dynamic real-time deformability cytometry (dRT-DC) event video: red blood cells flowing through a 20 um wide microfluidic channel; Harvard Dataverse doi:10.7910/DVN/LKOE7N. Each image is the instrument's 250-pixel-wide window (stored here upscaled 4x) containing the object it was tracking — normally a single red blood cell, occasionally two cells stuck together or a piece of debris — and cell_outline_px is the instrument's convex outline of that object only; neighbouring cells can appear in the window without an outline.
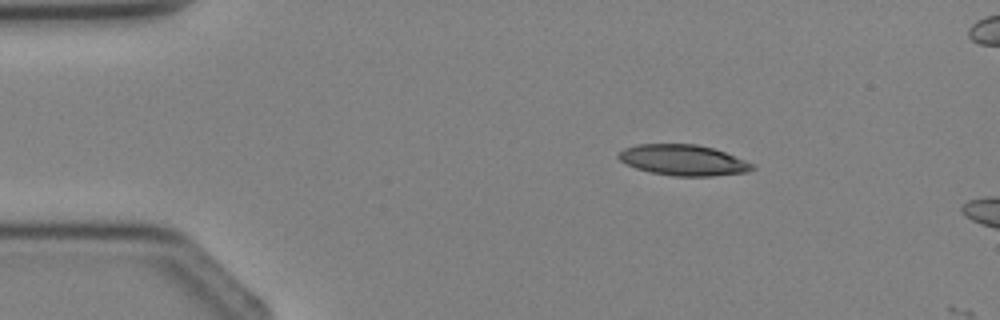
{"species": "Egyptian fruit bat (a non-hibernating species)", "species_latin": "Rousettus aegyptiacus", "temperature_condition": "cold", "stored_images_in_passage": 2, "camera_frame_rate_fps": 3000, "um_per_image_px": 0.085, "animal": {"sex": "female"}, "frame": {"image": 1, "passage_image": 1, "time_ms": 0.0, "image_size_px": [1000, 320], "cell_outline_px": [[756, 168], [748, 172], [712, 176], [676, 176], [648, 172], [636, 168], [620, 160], [616, 156], [624, 148], [636, 144], [696, 144], [712, 148], [724, 152], [756, 164]], "centroid_in_image_um": [58.1, 13.61], "position_along_channel_um": 26.9, "area_um2": 24.04}}